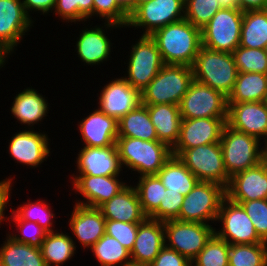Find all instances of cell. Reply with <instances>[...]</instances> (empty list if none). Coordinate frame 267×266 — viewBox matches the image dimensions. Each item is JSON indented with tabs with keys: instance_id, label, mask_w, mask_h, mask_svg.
Instances as JSON below:
<instances>
[{
	"instance_id": "91938a15",
	"label": "cell",
	"mask_w": 267,
	"mask_h": 266,
	"mask_svg": "<svg viewBox=\"0 0 267 266\" xmlns=\"http://www.w3.org/2000/svg\"><path fill=\"white\" fill-rule=\"evenodd\" d=\"M265 52H266V55H267V44H266V47H265Z\"/></svg>"
},
{
	"instance_id": "30bf717a",
	"label": "cell",
	"mask_w": 267,
	"mask_h": 266,
	"mask_svg": "<svg viewBox=\"0 0 267 266\" xmlns=\"http://www.w3.org/2000/svg\"><path fill=\"white\" fill-rule=\"evenodd\" d=\"M130 48L129 60L124 63L128 64L124 78L141 92L159 73L164 63L156 42L149 35H141Z\"/></svg>"
},
{
	"instance_id": "ba28073f",
	"label": "cell",
	"mask_w": 267,
	"mask_h": 266,
	"mask_svg": "<svg viewBox=\"0 0 267 266\" xmlns=\"http://www.w3.org/2000/svg\"><path fill=\"white\" fill-rule=\"evenodd\" d=\"M182 119L227 118L228 97L195 79L179 104Z\"/></svg>"
},
{
	"instance_id": "c3c4849f",
	"label": "cell",
	"mask_w": 267,
	"mask_h": 266,
	"mask_svg": "<svg viewBox=\"0 0 267 266\" xmlns=\"http://www.w3.org/2000/svg\"><path fill=\"white\" fill-rule=\"evenodd\" d=\"M149 266H192V262L165 245Z\"/></svg>"
},
{
	"instance_id": "816d5d0a",
	"label": "cell",
	"mask_w": 267,
	"mask_h": 266,
	"mask_svg": "<svg viewBox=\"0 0 267 266\" xmlns=\"http://www.w3.org/2000/svg\"><path fill=\"white\" fill-rule=\"evenodd\" d=\"M239 9L242 11L267 9V0H239Z\"/></svg>"
},
{
	"instance_id": "7a4b0ae2",
	"label": "cell",
	"mask_w": 267,
	"mask_h": 266,
	"mask_svg": "<svg viewBox=\"0 0 267 266\" xmlns=\"http://www.w3.org/2000/svg\"><path fill=\"white\" fill-rule=\"evenodd\" d=\"M116 146L122 167L131 169V172H138L139 177L157 175L172 157V149L158 140L146 141L132 137H117Z\"/></svg>"
},
{
	"instance_id": "ac0fdd59",
	"label": "cell",
	"mask_w": 267,
	"mask_h": 266,
	"mask_svg": "<svg viewBox=\"0 0 267 266\" xmlns=\"http://www.w3.org/2000/svg\"><path fill=\"white\" fill-rule=\"evenodd\" d=\"M78 153L75 161L78 174L71 175V182L78 175L120 176L123 171L116 145L99 148L83 146Z\"/></svg>"
},
{
	"instance_id": "74e56055",
	"label": "cell",
	"mask_w": 267,
	"mask_h": 266,
	"mask_svg": "<svg viewBox=\"0 0 267 266\" xmlns=\"http://www.w3.org/2000/svg\"><path fill=\"white\" fill-rule=\"evenodd\" d=\"M229 244L215 233L192 261V266H229Z\"/></svg>"
},
{
	"instance_id": "f5cc1de1",
	"label": "cell",
	"mask_w": 267,
	"mask_h": 266,
	"mask_svg": "<svg viewBox=\"0 0 267 266\" xmlns=\"http://www.w3.org/2000/svg\"><path fill=\"white\" fill-rule=\"evenodd\" d=\"M217 2L224 9H239V0H217Z\"/></svg>"
},
{
	"instance_id": "1f68e13d",
	"label": "cell",
	"mask_w": 267,
	"mask_h": 266,
	"mask_svg": "<svg viewBox=\"0 0 267 266\" xmlns=\"http://www.w3.org/2000/svg\"><path fill=\"white\" fill-rule=\"evenodd\" d=\"M76 241L69 234L58 231L46 233L40 247L47 266H60L76 254Z\"/></svg>"
},
{
	"instance_id": "e575fe53",
	"label": "cell",
	"mask_w": 267,
	"mask_h": 266,
	"mask_svg": "<svg viewBox=\"0 0 267 266\" xmlns=\"http://www.w3.org/2000/svg\"><path fill=\"white\" fill-rule=\"evenodd\" d=\"M100 266L132 265L130 251L116 238L104 234L91 248Z\"/></svg>"
},
{
	"instance_id": "cb8c5ba5",
	"label": "cell",
	"mask_w": 267,
	"mask_h": 266,
	"mask_svg": "<svg viewBox=\"0 0 267 266\" xmlns=\"http://www.w3.org/2000/svg\"><path fill=\"white\" fill-rule=\"evenodd\" d=\"M225 192L231 201L267 199V174L264 167L259 163L235 174L230 178Z\"/></svg>"
},
{
	"instance_id": "60d3db41",
	"label": "cell",
	"mask_w": 267,
	"mask_h": 266,
	"mask_svg": "<svg viewBox=\"0 0 267 266\" xmlns=\"http://www.w3.org/2000/svg\"><path fill=\"white\" fill-rule=\"evenodd\" d=\"M54 13L63 22H85L93 17V0H56Z\"/></svg>"
},
{
	"instance_id": "6f0895ef",
	"label": "cell",
	"mask_w": 267,
	"mask_h": 266,
	"mask_svg": "<svg viewBox=\"0 0 267 266\" xmlns=\"http://www.w3.org/2000/svg\"><path fill=\"white\" fill-rule=\"evenodd\" d=\"M146 1H151V0H133V10L141 3H144Z\"/></svg>"
},
{
	"instance_id": "277c9868",
	"label": "cell",
	"mask_w": 267,
	"mask_h": 266,
	"mask_svg": "<svg viewBox=\"0 0 267 266\" xmlns=\"http://www.w3.org/2000/svg\"><path fill=\"white\" fill-rule=\"evenodd\" d=\"M192 80V67L164 64L159 73L141 91V104L179 105Z\"/></svg>"
},
{
	"instance_id": "db71d44e",
	"label": "cell",
	"mask_w": 267,
	"mask_h": 266,
	"mask_svg": "<svg viewBox=\"0 0 267 266\" xmlns=\"http://www.w3.org/2000/svg\"><path fill=\"white\" fill-rule=\"evenodd\" d=\"M117 2L128 14L133 11V0H117Z\"/></svg>"
},
{
	"instance_id": "484cf974",
	"label": "cell",
	"mask_w": 267,
	"mask_h": 266,
	"mask_svg": "<svg viewBox=\"0 0 267 266\" xmlns=\"http://www.w3.org/2000/svg\"><path fill=\"white\" fill-rule=\"evenodd\" d=\"M98 208L106 220L141 223L147 218L142 210L137 190L133 185H127Z\"/></svg>"
},
{
	"instance_id": "e0dca14e",
	"label": "cell",
	"mask_w": 267,
	"mask_h": 266,
	"mask_svg": "<svg viewBox=\"0 0 267 266\" xmlns=\"http://www.w3.org/2000/svg\"><path fill=\"white\" fill-rule=\"evenodd\" d=\"M226 124L246 133L267 146V105L261 102L228 103Z\"/></svg>"
},
{
	"instance_id": "2e32d148",
	"label": "cell",
	"mask_w": 267,
	"mask_h": 266,
	"mask_svg": "<svg viewBox=\"0 0 267 266\" xmlns=\"http://www.w3.org/2000/svg\"><path fill=\"white\" fill-rule=\"evenodd\" d=\"M98 97V109L119 121L128 112L141 104V92L123 77L106 84Z\"/></svg>"
},
{
	"instance_id": "6da1fadb",
	"label": "cell",
	"mask_w": 267,
	"mask_h": 266,
	"mask_svg": "<svg viewBox=\"0 0 267 266\" xmlns=\"http://www.w3.org/2000/svg\"><path fill=\"white\" fill-rule=\"evenodd\" d=\"M157 44L164 64L192 67L201 42V29L186 19L168 24L150 35Z\"/></svg>"
},
{
	"instance_id": "8fae6325",
	"label": "cell",
	"mask_w": 267,
	"mask_h": 266,
	"mask_svg": "<svg viewBox=\"0 0 267 266\" xmlns=\"http://www.w3.org/2000/svg\"><path fill=\"white\" fill-rule=\"evenodd\" d=\"M177 157L199 181L215 182L227 187L230 178L224 166L220 143L185 149Z\"/></svg>"
},
{
	"instance_id": "7dc6e473",
	"label": "cell",
	"mask_w": 267,
	"mask_h": 266,
	"mask_svg": "<svg viewBox=\"0 0 267 266\" xmlns=\"http://www.w3.org/2000/svg\"><path fill=\"white\" fill-rule=\"evenodd\" d=\"M139 223L106 220L105 234L114 237L131 252L137 236Z\"/></svg>"
},
{
	"instance_id": "7c38bea8",
	"label": "cell",
	"mask_w": 267,
	"mask_h": 266,
	"mask_svg": "<svg viewBox=\"0 0 267 266\" xmlns=\"http://www.w3.org/2000/svg\"><path fill=\"white\" fill-rule=\"evenodd\" d=\"M165 245L193 261L214 234L211 224L169 220L164 222Z\"/></svg>"
},
{
	"instance_id": "44dd1931",
	"label": "cell",
	"mask_w": 267,
	"mask_h": 266,
	"mask_svg": "<svg viewBox=\"0 0 267 266\" xmlns=\"http://www.w3.org/2000/svg\"><path fill=\"white\" fill-rule=\"evenodd\" d=\"M100 26L96 25L89 29H82L75 45L78 57L82 62L91 67L92 65L99 66V64L104 63V61L111 57L113 43L108 38V34L106 36V33H108L106 30L123 28V26L112 22H104V26Z\"/></svg>"
},
{
	"instance_id": "9f6ffc18",
	"label": "cell",
	"mask_w": 267,
	"mask_h": 266,
	"mask_svg": "<svg viewBox=\"0 0 267 266\" xmlns=\"http://www.w3.org/2000/svg\"><path fill=\"white\" fill-rule=\"evenodd\" d=\"M261 165L264 167L265 172L267 174V146L264 145V149L261 154V160H260Z\"/></svg>"
},
{
	"instance_id": "7bdbcfd3",
	"label": "cell",
	"mask_w": 267,
	"mask_h": 266,
	"mask_svg": "<svg viewBox=\"0 0 267 266\" xmlns=\"http://www.w3.org/2000/svg\"><path fill=\"white\" fill-rule=\"evenodd\" d=\"M11 222H14L16 225V231L19 234L8 232V236H10L14 241L18 243L29 244L30 246L40 248L42 245V241L45 238L46 231L41 228L37 223L22 220L14 211L11 209Z\"/></svg>"
},
{
	"instance_id": "3957f363",
	"label": "cell",
	"mask_w": 267,
	"mask_h": 266,
	"mask_svg": "<svg viewBox=\"0 0 267 266\" xmlns=\"http://www.w3.org/2000/svg\"><path fill=\"white\" fill-rule=\"evenodd\" d=\"M193 79L229 96L238 74L231 53L214 51L201 46L192 65Z\"/></svg>"
},
{
	"instance_id": "d6a6232c",
	"label": "cell",
	"mask_w": 267,
	"mask_h": 266,
	"mask_svg": "<svg viewBox=\"0 0 267 266\" xmlns=\"http://www.w3.org/2000/svg\"><path fill=\"white\" fill-rule=\"evenodd\" d=\"M267 44V9L243 11L241 47L265 49Z\"/></svg>"
},
{
	"instance_id": "bcb514c9",
	"label": "cell",
	"mask_w": 267,
	"mask_h": 266,
	"mask_svg": "<svg viewBox=\"0 0 267 266\" xmlns=\"http://www.w3.org/2000/svg\"><path fill=\"white\" fill-rule=\"evenodd\" d=\"M184 200V195L170 189L164 191L163 201L159 208L149 217L162 222L176 220Z\"/></svg>"
},
{
	"instance_id": "f907efd6",
	"label": "cell",
	"mask_w": 267,
	"mask_h": 266,
	"mask_svg": "<svg viewBox=\"0 0 267 266\" xmlns=\"http://www.w3.org/2000/svg\"><path fill=\"white\" fill-rule=\"evenodd\" d=\"M26 13L30 16V11H39L40 13L49 14L54 10L56 0H22Z\"/></svg>"
},
{
	"instance_id": "d6986e66",
	"label": "cell",
	"mask_w": 267,
	"mask_h": 266,
	"mask_svg": "<svg viewBox=\"0 0 267 266\" xmlns=\"http://www.w3.org/2000/svg\"><path fill=\"white\" fill-rule=\"evenodd\" d=\"M13 135L8 143V151L14 161L37 168L50 156V139L44 132L25 128Z\"/></svg>"
},
{
	"instance_id": "9a60e30c",
	"label": "cell",
	"mask_w": 267,
	"mask_h": 266,
	"mask_svg": "<svg viewBox=\"0 0 267 266\" xmlns=\"http://www.w3.org/2000/svg\"><path fill=\"white\" fill-rule=\"evenodd\" d=\"M33 22L22 0H0V45L10 54L14 53Z\"/></svg>"
},
{
	"instance_id": "11a10c76",
	"label": "cell",
	"mask_w": 267,
	"mask_h": 266,
	"mask_svg": "<svg viewBox=\"0 0 267 266\" xmlns=\"http://www.w3.org/2000/svg\"><path fill=\"white\" fill-rule=\"evenodd\" d=\"M9 55L11 54L0 45V69L7 63L6 61L8 60Z\"/></svg>"
},
{
	"instance_id": "8992f818",
	"label": "cell",
	"mask_w": 267,
	"mask_h": 266,
	"mask_svg": "<svg viewBox=\"0 0 267 266\" xmlns=\"http://www.w3.org/2000/svg\"><path fill=\"white\" fill-rule=\"evenodd\" d=\"M225 197L224 186L215 182L199 181L184 196L180 213L176 220L212 224L217 221L220 205Z\"/></svg>"
},
{
	"instance_id": "5b68a950",
	"label": "cell",
	"mask_w": 267,
	"mask_h": 266,
	"mask_svg": "<svg viewBox=\"0 0 267 266\" xmlns=\"http://www.w3.org/2000/svg\"><path fill=\"white\" fill-rule=\"evenodd\" d=\"M261 144L263 142H260L256 137L234 130L227 124L225 125L220 146L229 178L260 163L264 149Z\"/></svg>"
},
{
	"instance_id": "83f0119b",
	"label": "cell",
	"mask_w": 267,
	"mask_h": 266,
	"mask_svg": "<svg viewBox=\"0 0 267 266\" xmlns=\"http://www.w3.org/2000/svg\"><path fill=\"white\" fill-rule=\"evenodd\" d=\"M146 106L150 120L155 127L158 141L165 143L172 149L178 141L182 122L179 105L157 104Z\"/></svg>"
},
{
	"instance_id": "ab89813d",
	"label": "cell",
	"mask_w": 267,
	"mask_h": 266,
	"mask_svg": "<svg viewBox=\"0 0 267 266\" xmlns=\"http://www.w3.org/2000/svg\"><path fill=\"white\" fill-rule=\"evenodd\" d=\"M238 72L267 74V55L265 49L238 46L233 52Z\"/></svg>"
},
{
	"instance_id": "680465c9",
	"label": "cell",
	"mask_w": 267,
	"mask_h": 266,
	"mask_svg": "<svg viewBox=\"0 0 267 266\" xmlns=\"http://www.w3.org/2000/svg\"><path fill=\"white\" fill-rule=\"evenodd\" d=\"M264 103L267 105V93H266V97H265Z\"/></svg>"
},
{
	"instance_id": "4fadbf2b",
	"label": "cell",
	"mask_w": 267,
	"mask_h": 266,
	"mask_svg": "<svg viewBox=\"0 0 267 266\" xmlns=\"http://www.w3.org/2000/svg\"><path fill=\"white\" fill-rule=\"evenodd\" d=\"M217 221L223 227L219 231L215 229L214 233L228 244L263 243L244 208L227 197L221 202Z\"/></svg>"
},
{
	"instance_id": "b9f144b4",
	"label": "cell",
	"mask_w": 267,
	"mask_h": 266,
	"mask_svg": "<svg viewBox=\"0 0 267 266\" xmlns=\"http://www.w3.org/2000/svg\"><path fill=\"white\" fill-rule=\"evenodd\" d=\"M185 19L198 28H203L221 9L217 0H185Z\"/></svg>"
},
{
	"instance_id": "d4e9b609",
	"label": "cell",
	"mask_w": 267,
	"mask_h": 266,
	"mask_svg": "<svg viewBox=\"0 0 267 266\" xmlns=\"http://www.w3.org/2000/svg\"><path fill=\"white\" fill-rule=\"evenodd\" d=\"M92 111L78 123L84 146L99 148L116 145L118 121L104 114L98 108Z\"/></svg>"
},
{
	"instance_id": "9c48e42d",
	"label": "cell",
	"mask_w": 267,
	"mask_h": 266,
	"mask_svg": "<svg viewBox=\"0 0 267 266\" xmlns=\"http://www.w3.org/2000/svg\"><path fill=\"white\" fill-rule=\"evenodd\" d=\"M185 0H151L139 4L130 14L126 28L145 29L141 35L185 19Z\"/></svg>"
},
{
	"instance_id": "f35d334b",
	"label": "cell",
	"mask_w": 267,
	"mask_h": 266,
	"mask_svg": "<svg viewBox=\"0 0 267 266\" xmlns=\"http://www.w3.org/2000/svg\"><path fill=\"white\" fill-rule=\"evenodd\" d=\"M27 203L20 204L16 210H13L22 220H27L37 223L47 233L55 232L53 219L55 214L52 212V208L43 200H37L35 203L27 200ZM53 227V229H52Z\"/></svg>"
},
{
	"instance_id": "7402d4cb",
	"label": "cell",
	"mask_w": 267,
	"mask_h": 266,
	"mask_svg": "<svg viewBox=\"0 0 267 266\" xmlns=\"http://www.w3.org/2000/svg\"><path fill=\"white\" fill-rule=\"evenodd\" d=\"M165 246L164 222L147 217L139 223L133 249L132 265L149 266Z\"/></svg>"
},
{
	"instance_id": "836d02e7",
	"label": "cell",
	"mask_w": 267,
	"mask_h": 266,
	"mask_svg": "<svg viewBox=\"0 0 267 266\" xmlns=\"http://www.w3.org/2000/svg\"><path fill=\"white\" fill-rule=\"evenodd\" d=\"M163 185L174 192L186 196L199 182L198 178L179 160L173 156L158 171Z\"/></svg>"
},
{
	"instance_id": "5bb4252c",
	"label": "cell",
	"mask_w": 267,
	"mask_h": 266,
	"mask_svg": "<svg viewBox=\"0 0 267 266\" xmlns=\"http://www.w3.org/2000/svg\"><path fill=\"white\" fill-rule=\"evenodd\" d=\"M226 122L227 118L182 119L179 138L172 148V155L177 157L185 149L220 143Z\"/></svg>"
},
{
	"instance_id": "4316f807",
	"label": "cell",
	"mask_w": 267,
	"mask_h": 266,
	"mask_svg": "<svg viewBox=\"0 0 267 266\" xmlns=\"http://www.w3.org/2000/svg\"><path fill=\"white\" fill-rule=\"evenodd\" d=\"M11 108V114L17 119L16 122L21 125H28L29 129L34 130V125L39 124L45 116L49 113V103L43 97L42 93H38L37 90L31 87L23 89L22 92H18L13 99Z\"/></svg>"
},
{
	"instance_id": "4dcf8cb0",
	"label": "cell",
	"mask_w": 267,
	"mask_h": 266,
	"mask_svg": "<svg viewBox=\"0 0 267 266\" xmlns=\"http://www.w3.org/2000/svg\"><path fill=\"white\" fill-rule=\"evenodd\" d=\"M0 248L1 266H47L38 247L18 243L8 234Z\"/></svg>"
},
{
	"instance_id": "ee69618b",
	"label": "cell",
	"mask_w": 267,
	"mask_h": 266,
	"mask_svg": "<svg viewBox=\"0 0 267 266\" xmlns=\"http://www.w3.org/2000/svg\"><path fill=\"white\" fill-rule=\"evenodd\" d=\"M240 204L253 222L259 238L267 243V199L233 201Z\"/></svg>"
},
{
	"instance_id": "f546056e",
	"label": "cell",
	"mask_w": 267,
	"mask_h": 266,
	"mask_svg": "<svg viewBox=\"0 0 267 266\" xmlns=\"http://www.w3.org/2000/svg\"><path fill=\"white\" fill-rule=\"evenodd\" d=\"M118 137H132L146 141L158 140L146 105L140 104L118 121Z\"/></svg>"
},
{
	"instance_id": "681fc988",
	"label": "cell",
	"mask_w": 267,
	"mask_h": 266,
	"mask_svg": "<svg viewBox=\"0 0 267 266\" xmlns=\"http://www.w3.org/2000/svg\"><path fill=\"white\" fill-rule=\"evenodd\" d=\"M12 181L13 179L11 177H6V179L0 181V226L3 221H9V217H5V209L8 207L7 205L11 204L9 203V197L11 198L12 193ZM6 218V219H5ZM9 218V219H8Z\"/></svg>"
},
{
	"instance_id": "52a82bcc",
	"label": "cell",
	"mask_w": 267,
	"mask_h": 266,
	"mask_svg": "<svg viewBox=\"0 0 267 266\" xmlns=\"http://www.w3.org/2000/svg\"><path fill=\"white\" fill-rule=\"evenodd\" d=\"M243 11L221 8L201 28V42L205 48L231 53L240 45Z\"/></svg>"
},
{
	"instance_id": "f6af8a7d",
	"label": "cell",
	"mask_w": 267,
	"mask_h": 266,
	"mask_svg": "<svg viewBox=\"0 0 267 266\" xmlns=\"http://www.w3.org/2000/svg\"><path fill=\"white\" fill-rule=\"evenodd\" d=\"M93 16H99L105 22L127 26L129 14L119 5L117 0H93Z\"/></svg>"
},
{
	"instance_id": "603a6c76",
	"label": "cell",
	"mask_w": 267,
	"mask_h": 266,
	"mask_svg": "<svg viewBox=\"0 0 267 266\" xmlns=\"http://www.w3.org/2000/svg\"><path fill=\"white\" fill-rule=\"evenodd\" d=\"M69 228L84 249L91 248L104 234L106 219L97 207L74 204Z\"/></svg>"
},
{
	"instance_id": "ffe728a7",
	"label": "cell",
	"mask_w": 267,
	"mask_h": 266,
	"mask_svg": "<svg viewBox=\"0 0 267 266\" xmlns=\"http://www.w3.org/2000/svg\"><path fill=\"white\" fill-rule=\"evenodd\" d=\"M72 183V189L84 198L76 203L97 208L128 185L119 176L78 175Z\"/></svg>"
},
{
	"instance_id": "d590c367",
	"label": "cell",
	"mask_w": 267,
	"mask_h": 266,
	"mask_svg": "<svg viewBox=\"0 0 267 266\" xmlns=\"http://www.w3.org/2000/svg\"><path fill=\"white\" fill-rule=\"evenodd\" d=\"M136 185L134 187L137 190L142 210L147 217H150L163 201L166 187L158 175L138 177Z\"/></svg>"
},
{
	"instance_id": "8d00e7d4",
	"label": "cell",
	"mask_w": 267,
	"mask_h": 266,
	"mask_svg": "<svg viewBox=\"0 0 267 266\" xmlns=\"http://www.w3.org/2000/svg\"><path fill=\"white\" fill-rule=\"evenodd\" d=\"M229 266H267V243L229 244Z\"/></svg>"
},
{
	"instance_id": "f1b7e54d",
	"label": "cell",
	"mask_w": 267,
	"mask_h": 266,
	"mask_svg": "<svg viewBox=\"0 0 267 266\" xmlns=\"http://www.w3.org/2000/svg\"><path fill=\"white\" fill-rule=\"evenodd\" d=\"M267 93V74L238 72L228 103L261 102Z\"/></svg>"
}]
</instances>
